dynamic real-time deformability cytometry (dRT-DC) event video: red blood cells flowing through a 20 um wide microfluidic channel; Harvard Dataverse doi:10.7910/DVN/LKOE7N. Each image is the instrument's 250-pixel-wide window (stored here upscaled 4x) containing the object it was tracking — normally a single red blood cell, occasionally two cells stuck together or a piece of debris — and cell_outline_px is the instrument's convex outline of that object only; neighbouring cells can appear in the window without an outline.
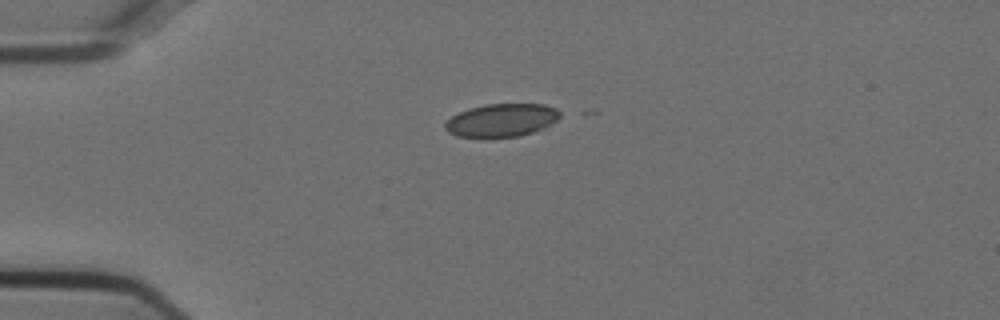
{"species": "Egyptian fruit bat (a non-hibernating species)", "species_latin": "Rousettus aegyptiacus", "temperature_condition": "cold", "stored_images_in_passage": 2, "camera_frame_rate_fps": 3000, "um_per_image_px": 0.085, "animal": {"sex": "female"}, "frame": {"image": 1, "passage_image": 1, "time_ms": 0.0, "image_size_px": [1000, 320], "cell_outline_px": [[564, 112], [556, 120], [544, 128], [520, 136], [488, 140], [484, 140], [456, 136], [448, 132], [444, 128], [444, 124], [452, 116], [468, 108], [488, 104], [544, 104], [556, 108]], "centroid_in_image_um": [42.61, 10.26], "position_along_channel_um": 42.4, "area_um2": 22.89}}